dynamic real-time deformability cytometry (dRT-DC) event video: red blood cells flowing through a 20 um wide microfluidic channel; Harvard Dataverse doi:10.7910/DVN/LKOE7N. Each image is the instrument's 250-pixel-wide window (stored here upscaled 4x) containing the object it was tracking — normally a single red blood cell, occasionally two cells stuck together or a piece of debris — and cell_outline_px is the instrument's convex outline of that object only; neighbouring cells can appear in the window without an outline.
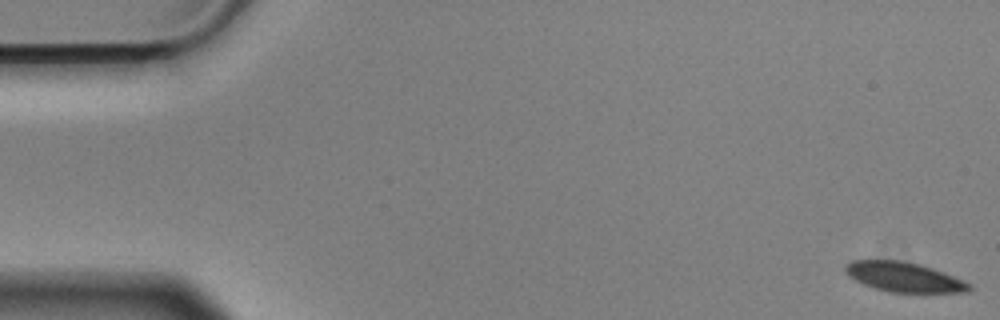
{"species": "Egyptian fruit bat (a non-hibernating species)", "species_latin": "Rousettus aegyptiacus", "temperature_condition": "cold", "stored_images_in_passage": 12, "camera_frame_rate_fps": 3000, "um_per_image_px": 0.085, "animal": {"sex": "male"}, "frame": {"image": 1, "passage_image": 1, "time_ms": 0.0, "image_size_px": [1000, 320], "cell_outline_px": [[972, 288], [968, 292], [892, 292], [876, 288], [864, 284], [848, 276], [844, 272], [844, 264], [852, 260], [896, 260], [920, 264], [932, 268], [972, 284]], "centroid_in_image_um": [76.8, 23.54], "position_along_channel_um": 8.2, "area_um2": 21.27}}